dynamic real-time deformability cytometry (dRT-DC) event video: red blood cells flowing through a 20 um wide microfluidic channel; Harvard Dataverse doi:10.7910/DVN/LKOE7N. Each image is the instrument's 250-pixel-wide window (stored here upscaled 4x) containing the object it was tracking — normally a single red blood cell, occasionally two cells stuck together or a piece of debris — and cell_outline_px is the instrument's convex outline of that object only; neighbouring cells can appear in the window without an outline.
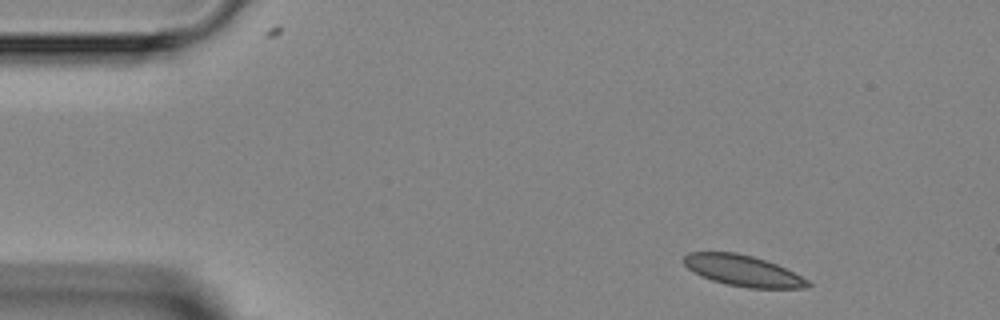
{"species": "Egyptian fruit bat (a non-hibernating species)", "species_latin": "Rousettus aegyptiacus", "temperature_condition": "room temperature", "stored_images_in_passage": 3, "camera_frame_rate_fps": 3000, "um_per_image_px": 0.085, "animal": {"sex": "female"}, "frame": {"image": 1, "passage_image": 1, "time_ms": 0.0, "image_size_px": [1000, 320], "cell_outline_px": [[812, 284], [808, 288], [748, 288], [728, 284], [712, 280], [700, 276], [692, 272], [684, 264], [684, 256], [688, 252], [736, 252], [752, 256], [776, 264], [808, 280]], "centroid_in_image_um": [63.12, 23.01], "position_along_channel_um": 21.9, "area_um2": 22.25}}